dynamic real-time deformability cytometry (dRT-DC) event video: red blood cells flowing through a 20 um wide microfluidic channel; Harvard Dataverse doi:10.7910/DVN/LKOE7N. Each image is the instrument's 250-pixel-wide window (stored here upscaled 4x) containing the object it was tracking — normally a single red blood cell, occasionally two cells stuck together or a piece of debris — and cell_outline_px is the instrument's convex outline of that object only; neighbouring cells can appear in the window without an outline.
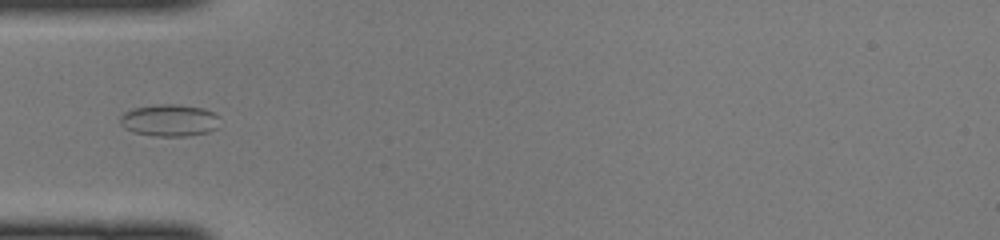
{"species": "common noctule bat (a hibernating species)", "species_latin": "Nyctalus noctula", "temperature_condition": "cold", "stored_images_in_passage": 16, "camera_frame_rate_fps": 3000, "um_per_image_px": 0.085, "animal": {"sex": "female", "body_mass_g": 22.0, "forearm_length_mm": 56.7}, "frame": {"image": 1, "passage_image": 14, "time_ms": 4.333, "image_size_px": [1000, 240], "cell_outline_px": [[220, 116], [216, 128], [208, 132], [188, 136], [152, 136], [136, 132], [124, 128], [120, 124], [120, 116], [124, 112], [132, 108], [156, 104], [180, 104], [204, 108]], "centroid_in_image_um": [14.4, 10.21], "position_along_channel_um": 70.6, "area_um2": 18.79}}